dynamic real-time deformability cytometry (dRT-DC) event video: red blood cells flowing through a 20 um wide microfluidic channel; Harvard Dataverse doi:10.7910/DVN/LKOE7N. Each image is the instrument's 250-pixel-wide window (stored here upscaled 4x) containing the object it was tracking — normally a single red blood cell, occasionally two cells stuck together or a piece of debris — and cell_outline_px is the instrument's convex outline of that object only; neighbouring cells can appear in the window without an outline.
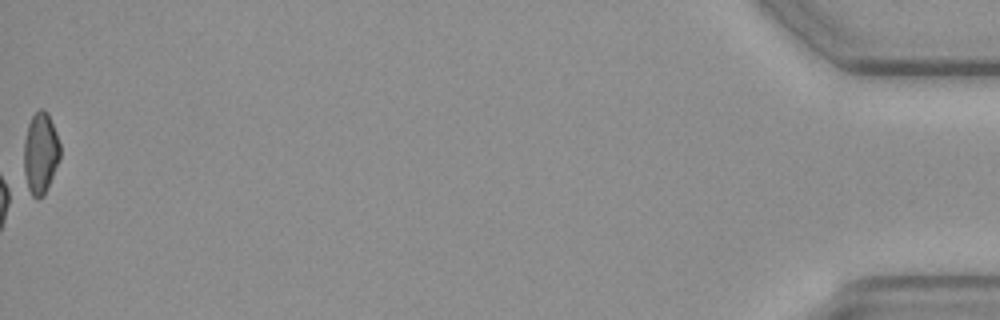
{"species": "common noctule bat (a hibernating species)", "species_latin": "Nyctalus noctula", "temperature_condition": "cold", "stored_images_in_passage": 55, "camera_frame_rate_fps": 3000, "um_per_image_px": 0.085, "animal": {"sex": "female", "body_mass_g": 19.3, "forearm_length_mm": 54.1}, "frame": {"image": 1, "passage_image": 55, "time_ms": 18.0, "image_size_px": [1000, 320], "cell_outline_px": [[60, 156], [44, 196], [32, 196], [24, 188], [24, 140], [28, 124], [32, 116], [40, 108], [44, 108], [48, 112], [56, 132], [60, 144]], "centroid_in_image_um": [3.41, 13.02], "position_along_channel_um": 431.8, "area_um2": 17.34}, "authors_computed_cell_mechanics": {"area_um2": 16.1262, "velocity_mm_per_s": 3.596, "shape_relaxation_time_tau1_ms": 7.1927, "shape_relaxation_time_tau2_ms": 4.4616, "deformation_change_tau1": 0.1264, "deformation_change_tau2": 0.0903}}